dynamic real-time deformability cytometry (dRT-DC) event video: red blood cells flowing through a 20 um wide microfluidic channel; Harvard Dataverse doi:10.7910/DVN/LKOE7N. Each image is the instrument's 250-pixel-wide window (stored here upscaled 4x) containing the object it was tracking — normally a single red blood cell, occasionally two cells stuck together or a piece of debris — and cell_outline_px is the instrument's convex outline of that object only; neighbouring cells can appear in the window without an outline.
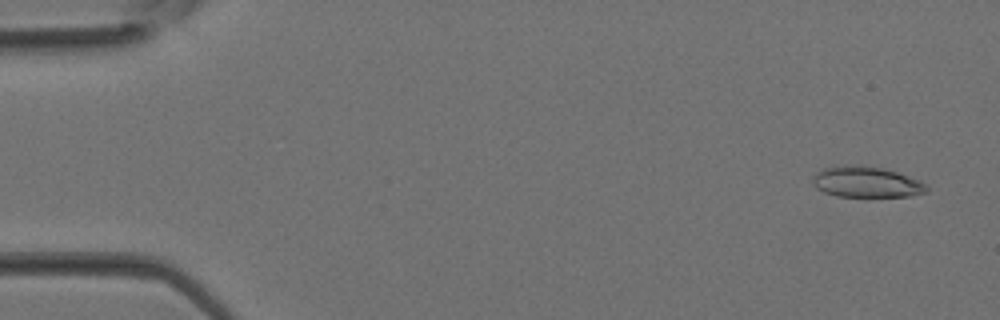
{"species": "Egyptian fruit bat (a non-hibernating species)", "species_latin": "Rousettus aegyptiacus", "temperature_condition": "room temperature", "stored_images_in_passage": 37, "camera_frame_rate_fps": 3000, "um_per_image_px": 0.085, "animal": {"sex": "female"}, "frame": {"image": 1, "passage_image": 2, "time_ms": 0.333, "image_size_px": [1000, 320], "cell_outline_px": [[928, 192], [912, 196], [836, 196], [824, 192], [816, 188], [812, 184], [812, 176], [816, 172], [832, 164], [860, 164], [884, 168], [920, 180], [928, 188]], "centroid_in_image_um": [73.58, 15.44], "position_along_channel_um": 11.4, "area_um2": 20.92}}
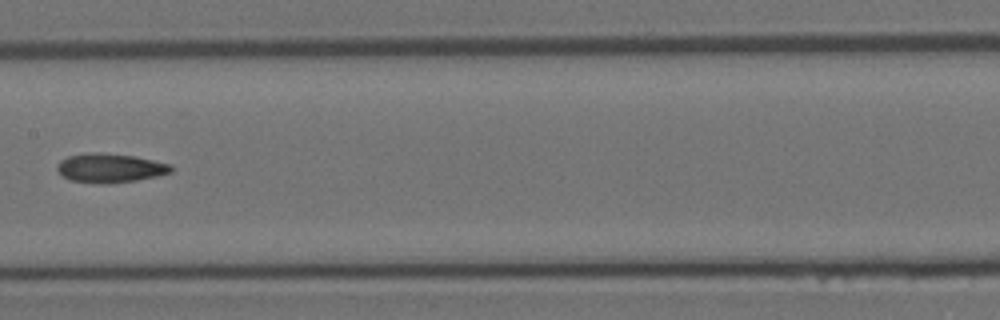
{"frame": {"image": 2, "passage_image": 19, "time_ms": 6.0, "image_size_px": [1000, 320], "cell_outline_px": [[172, 172], [156, 176], [136, 180], [108, 184], [100, 184], [72, 180], [64, 176], [56, 168], [56, 164], [60, 160], [68, 156], [88, 152], [100, 152], [132, 156], [172, 164]], "centroid_in_image_um": [9.34, 14.27], "position_along_channel_um": 198.1, "area_um2": 19.25}}
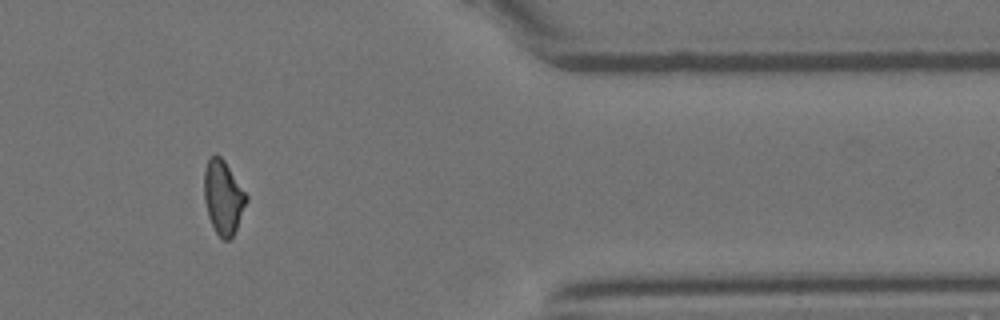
{"frame": {"image": 3, "passage_image": 31, "time_ms": 10.0, "image_size_px": [1000, 320], "cell_outline_px": [[248, 200], [236, 228], [232, 236], [228, 240], [224, 240], [216, 232], [208, 216], [204, 200], [204, 168], [208, 160], [216, 152], [224, 160], [248, 196]], "centroid_in_image_um": [18.96, 16.74], "position_along_channel_um": 392.4, "area_um2": 18.03}}